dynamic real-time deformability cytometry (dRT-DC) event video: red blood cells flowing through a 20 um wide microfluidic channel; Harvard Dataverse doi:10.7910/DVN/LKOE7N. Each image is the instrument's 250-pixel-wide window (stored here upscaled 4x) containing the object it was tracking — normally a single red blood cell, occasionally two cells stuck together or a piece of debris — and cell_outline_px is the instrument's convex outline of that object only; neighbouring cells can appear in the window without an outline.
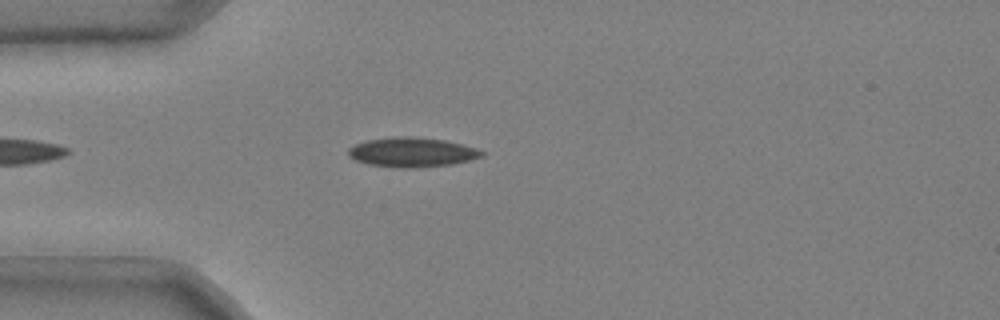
{"species": "common noctule bat (a hibernating species)", "species_latin": "Nyctalus noctula", "temperature_condition": "cold", "stored_images_in_passage": 42, "camera_frame_rate_fps": 3000, "um_per_image_px": 0.085, "animal": {"sex": "male", "body_mass_g": 20.4}, "frame": {"image": 1, "passage_image": 6, "time_ms": 1.667, "image_size_px": [1000, 320], "cell_outline_px": [[484, 156], [452, 164], [416, 168], [400, 168], [368, 164], [356, 160], [348, 156], [348, 148], [356, 144], [368, 140], [392, 136], [412, 136], [444, 140], [476, 148], [484, 152]], "centroid_in_image_um": [35.0, 12.94], "position_along_channel_um": 50.0, "area_um2": 22.95}}
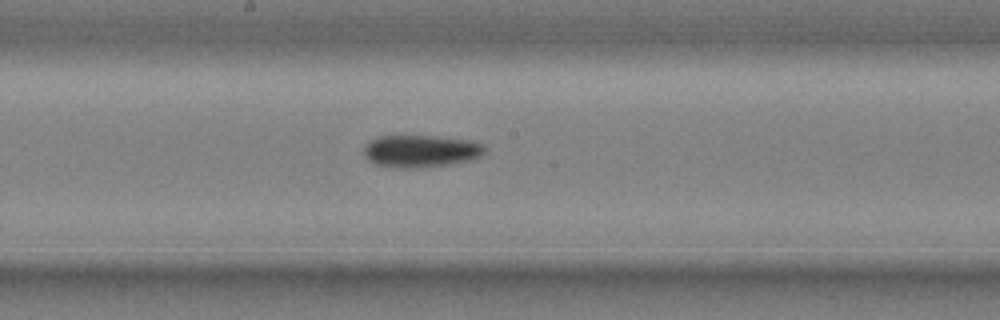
{"frame": {"image": 2, "passage_image": 20, "time_ms": 6.333, "image_size_px": [1000, 320], "cell_outline_px": [[488, 152], [480, 156], [468, 160], [448, 164], [424, 168], [392, 168], [376, 164], [368, 160], [364, 156], [364, 144], [368, 140], [376, 136], [432, 136], [468, 140], [484, 144], [488, 148]], "centroid_in_image_um": [35.74, 12.85], "position_along_channel_um": 212.5, "area_um2": 23.12}}
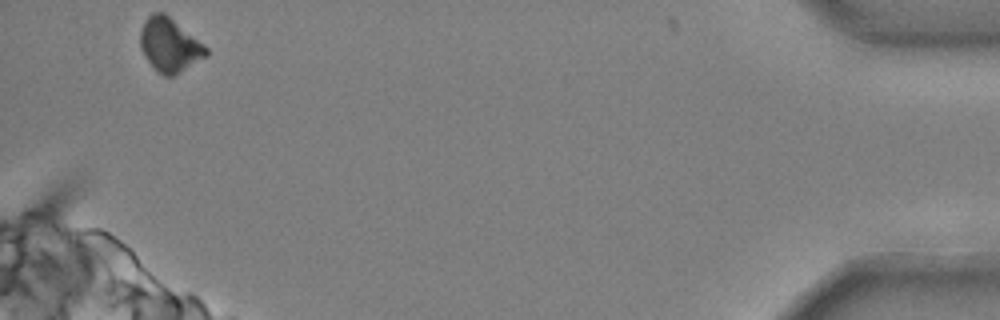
{"frame": {"image": 3, "passage_image": 42, "time_ms": 13.667, "image_size_px": [1000, 320], "cell_outline_px": [[208, 56], [180, 72], [172, 76], [164, 76], [156, 72], [144, 56], [140, 48], [140, 32], [144, 20], [152, 12], [164, 12], [204, 44], [208, 48]], "centroid_in_image_um": [14.4, 3.83], "position_along_channel_um": 420.8, "area_um2": 20.81}, "authors_computed_cell_mechanics": {"area_um2": 22.1663, "velocity_mm_per_s": 3.6964, "shape_relaxation_time_tau1_ms": 8.4878, "shape_relaxation_time_tau2_ms": null, "deformation_change_tau1": 0.1567, "deformation_change_tau2": null}}